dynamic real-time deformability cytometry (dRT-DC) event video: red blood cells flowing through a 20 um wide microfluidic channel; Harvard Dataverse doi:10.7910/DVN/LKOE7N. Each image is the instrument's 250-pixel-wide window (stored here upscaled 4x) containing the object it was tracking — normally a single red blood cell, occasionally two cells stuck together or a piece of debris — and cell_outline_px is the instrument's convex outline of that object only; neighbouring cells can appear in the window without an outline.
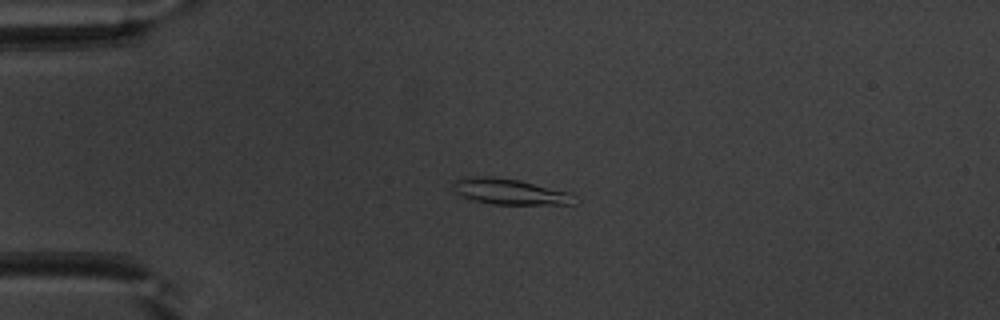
{"species": "common noctule bat (a hibernating species)", "species_latin": "Nyctalus noctula", "temperature_condition": "warm", "stored_images_in_passage": 41, "camera_frame_rate_fps": 3000, "um_per_image_px": 0.085, "animal": {"sex": "male", "body_mass_g": 20.1, "forearm_length_mm": 53.5}, "frame": {"image": 1, "passage_image": 3, "time_ms": 0.667, "image_size_px": [1000, 320], "cell_outline_px": [[576, 204], [492, 204], [472, 200], [460, 196], [456, 192], [452, 184], [456, 180], [468, 176], [492, 176], [520, 180], [572, 192]], "centroid_in_image_um": [43.33, 16.28], "position_along_channel_um": 41.7, "area_um2": 18.38}}
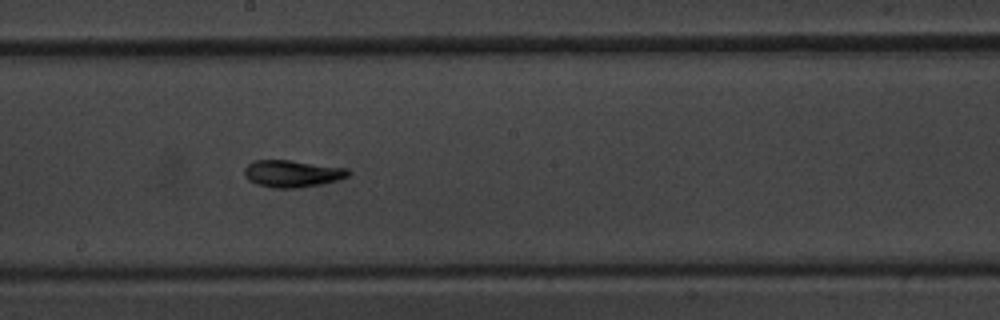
{"frame": {"image": 2, "passage_image": 19, "time_ms": 6.0, "image_size_px": [1000, 320], "cell_outline_px": [[352, 172], [348, 176], [336, 180], [320, 184], [296, 188], [272, 188], [256, 184], [248, 180], [244, 176], [244, 168], [252, 160], [292, 160], [348, 168]], "centroid_in_image_um": [24.82, 14.75], "position_along_channel_um": 223.4, "area_um2": 16.53}}
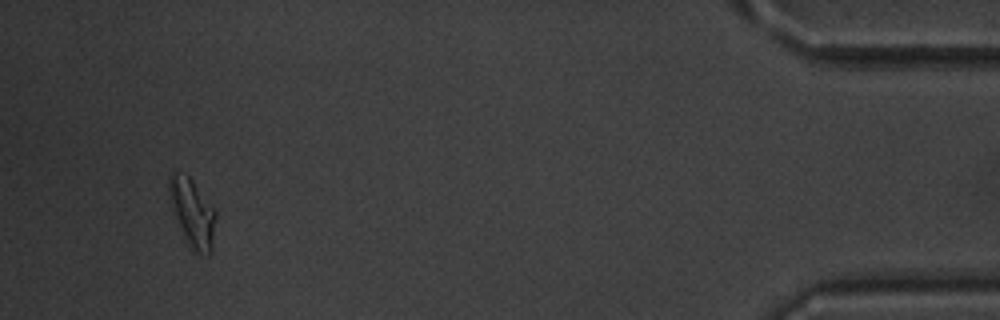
{"frame": {"image": 3, "passage_image": 39, "time_ms": 12.667, "image_size_px": [1000, 320], "cell_outline_px": [[216, 216], [212, 252], [208, 256], [192, 252], [172, 212], [168, 192], [168, 176], [172, 168], [188, 176], [192, 180], [216, 208]], "centroid_in_image_um": [16.35, 18.06], "position_along_channel_um": 418.9, "area_um2": 19.19}, "authors_computed_cell_mechanics": {"area_um2": 15.895, "velocity_mm_per_s": 3.9566, "shape_relaxation_time_tau1_ms": 5.6035, "shape_relaxation_time_tau2_ms": 2.8511, "deformation_change_tau1": 0.1654, "deformation_change_tau2": 0.0759}}